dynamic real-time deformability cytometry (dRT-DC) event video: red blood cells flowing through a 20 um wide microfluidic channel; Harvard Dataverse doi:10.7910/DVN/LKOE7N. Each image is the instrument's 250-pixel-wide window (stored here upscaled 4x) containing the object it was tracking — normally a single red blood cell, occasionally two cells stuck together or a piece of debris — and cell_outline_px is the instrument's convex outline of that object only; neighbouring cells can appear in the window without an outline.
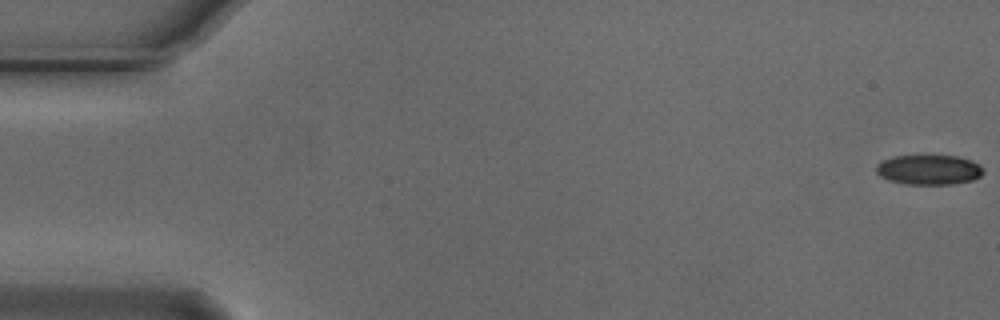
{"species": "Egyptian fruit bat (a non-hibernating species)", "species_latin": "Rousettus aegyptiacus", "temperature_condition": "cold", "stored_images_in_passage": 55, "camera_frame_rate_fps": 3000, "um_per_image_px": 0.085, "animal": {"sex": "male"}, "frame": {"image": 1, "passage_image": 1, "time_ms": 0.0, "image_size_px": [1000, 320], "cell_outline_px": [[984, 172], [980, 176], [972, 180], [952, 184], [904, 184], [888, 180], [880, 176], [876, 172], [876, 164], [892, 156], [956, 156], [972, 160], [980, 164], [984, 168]], "centroid_in_image_um": [78.96, 14.43], "position_along_channel_um": 6.0, "area_um2": 18.73}}
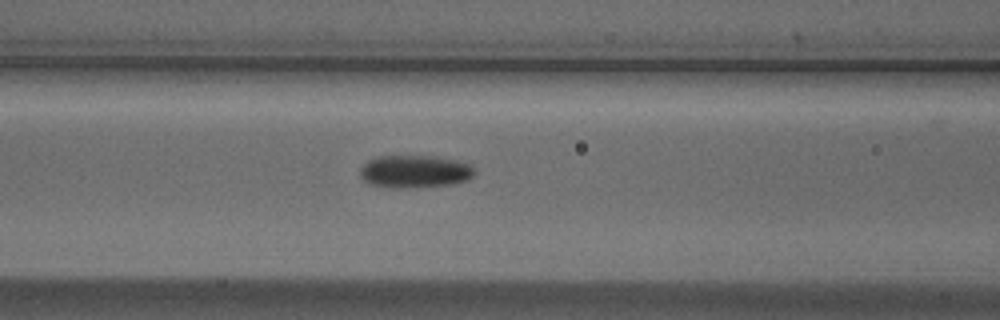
{"frame": {"image": 2, "passage_image": 23, "time_ms": 7.333, "image_size_px": [1000, 320], "cell_outline_px": [[476, 172], [468, 180], [452, 184], [416, 188], [392, 188], [368, 184], [360, 180], [360, 168], [368, 160], [376, 156], [436, 156], [456, 160], [472, 164]], "centroid_in_image_um": [35.24, 14.58], "position_along_channel_um": 131.4, "area_um2": 22.31}}
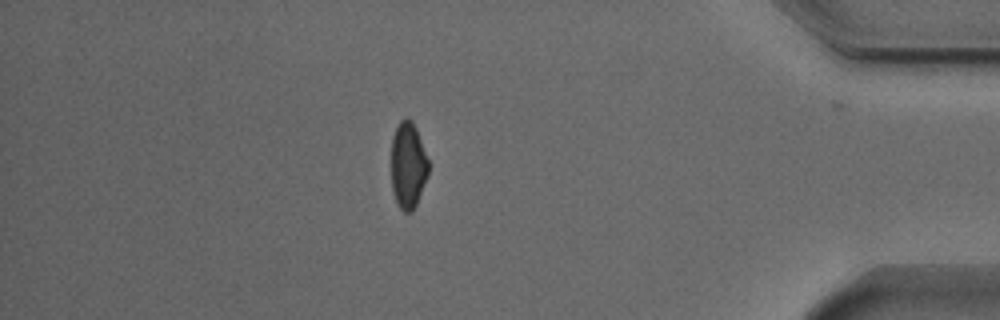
{"frame": {"image": 3, "passage_image": 48, "time_ms": 15.667, "image_size_px": [1000, 320], "cell_outline_px": [[428, 176], [416, 204], [412, 212], [404, 212], [396, 204], [392, 192], [392, 136], [400, 120], [404, 116], [408, 116], [412, 120], [416, 128], [428, 160]], "centroid_in_image_um": [34.68, 14.04], "position_along_channel_um": 400.5, "area_um2": 18.84}, "authors_computed_cell_mechanics": {"area_um2": 20.3456, "velocity_mm_per_s": 3.7436, "shape_relaxation_time_tau1_ms": 3.1132, "shape_relaxation_time_tau2_ms": null, "deformation_change_tau1": 0.1012, "deformation_change_tau2": null}}